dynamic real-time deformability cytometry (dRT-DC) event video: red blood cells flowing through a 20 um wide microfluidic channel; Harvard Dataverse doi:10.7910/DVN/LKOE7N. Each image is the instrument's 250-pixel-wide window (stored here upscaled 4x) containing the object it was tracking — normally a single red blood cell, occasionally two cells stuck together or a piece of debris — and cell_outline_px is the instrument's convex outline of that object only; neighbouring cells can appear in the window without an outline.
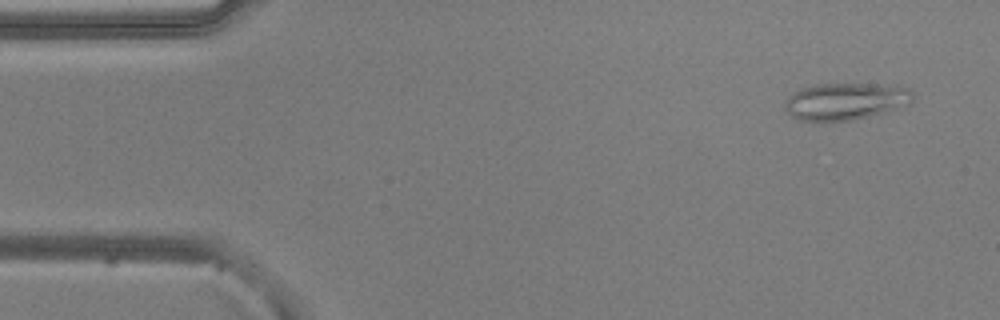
{"species": "common noctule bat (a hibernating species)", "species_latin": "Nyctalus noctula", "temperature_condition": "warm", "stored_images_in_passage": 50, "camera_frame_rate_fps": 3000, "um_per_image_px": 0.085, "animal": {"sex": "male", "body_mass_g": 20.5, "forearm_length_mm": 52.5}, "frame": {"image": 1, "passage_image": 2, "time_ms": 0.333, "image_size_px": [1000, 320], "cell_outline_px": [[912, 100], [908, 104], [896, 108], [852, 120], [800, 120], [792, 116], [784, 108], [784, 100], [792, 92], [800, 88], [820, 84], [864, 84], [908, 88], [912, 92]], "centroid_in_image_um": [71.78, 8.6], "position_along_channel_um": 13.2, "area_um2": 26.93}}
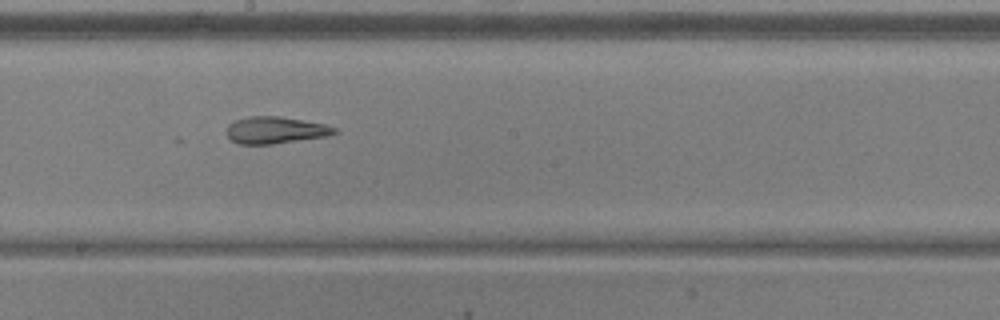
{"frame": {"image": 2, "passage_image": 26, "time_ms": 8.333, "image_size_px": [1000, 320], "cell_outline_px": [[340, 132], [328, 136], [272, 144], [240, 144], [232, 140], [228, 136], [228, 124], [236, 120], [248, 116], [280, 116], [324, 124], [336, 128]], "centroid_in_image_um": [23.44, 11.06], "position_along_channel_um": 224.8, "area_um2": 16.82}}
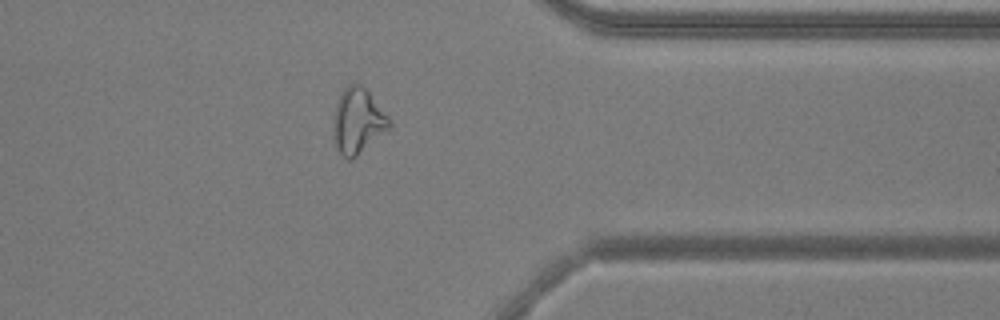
{"frame": {"image": 3, "passage_image": 39, "time_ms": 12.667, "image_size_px": [1000, 320], "cell_outline_px": [[392, 128], [352, 160], [348, 160], [336, 148], [332, 128], [332, 124], [336, 104], [344, 88], [348, 84], [360, 84], [368, 92], [392, 120]], "centroid_in_image_um": [30.43, 10.32], "position_along_channel_um": 381.0, "area_um2": 21.5}, "authors_computed_cell_mechanics": {"area_um2": 21.2415, "velocity_mm_per_s": 3.8891, "shape_relaxation_time_tau1_ms": 9.4428, "shape_relaxation_time_tau2_ms": 3.0206, "deformation_change_tau1": 0.2217, "deformation_change_tau2": 0.1276}}